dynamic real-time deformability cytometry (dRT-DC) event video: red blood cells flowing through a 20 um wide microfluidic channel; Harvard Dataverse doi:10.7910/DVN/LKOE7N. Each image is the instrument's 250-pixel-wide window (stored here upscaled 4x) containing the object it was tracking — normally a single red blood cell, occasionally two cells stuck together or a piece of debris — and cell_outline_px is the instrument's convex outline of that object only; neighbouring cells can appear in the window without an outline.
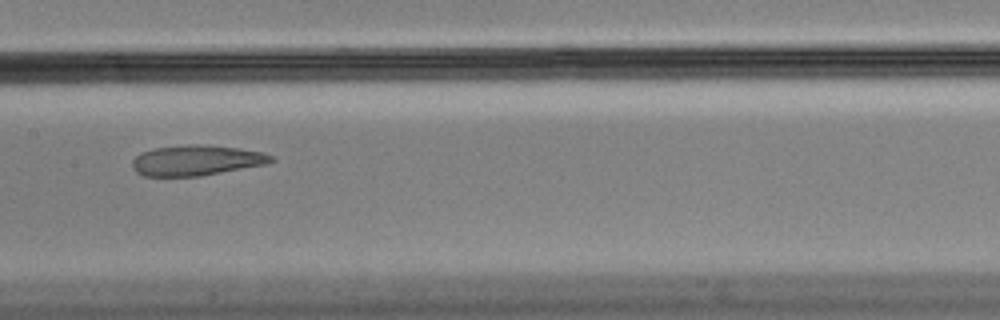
{"species": "Egyptian fruit bat (a non-hibernating species)", "species_latin": "Rousettus aegyptiacus", "temperature_condition": "cold", "stored_images_in_passage": 12, "camera_frame_rate_fps": 3000, "um_per_image_px": 0.085, "animal": {"sex": "male"}, "frame": {"image": 1, "passage_image": 6, "time_ms": 1.667, "image_size_px": [1000, 320], "cell_outline_px": [[276, 160], [264, 164], [200, 176], [144, 176], [136, 172], [132, 168], [132, 160], [140, 152], [156, 148], [188, 144], [208, 144], [240, 148], [264, 152], [272, 156]], "centroid_in_image_um": [16.68, 13.62], "position_along_channel_um": 190.7, "area_um2": 24.68}}
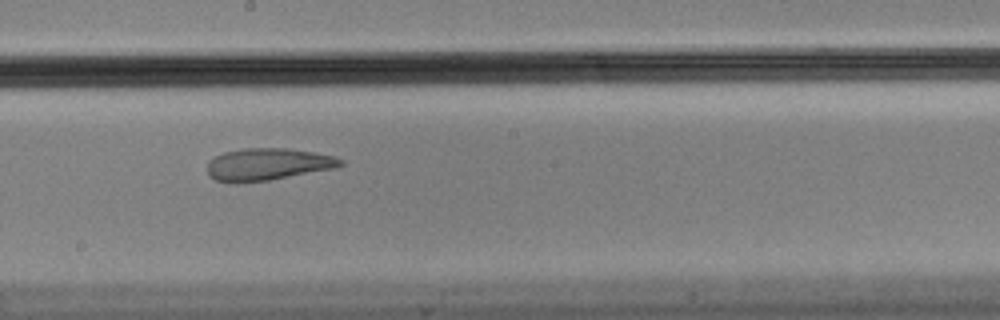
{"frame": {"image": 2, "passage_image": 7, "time_ms": 2.0, "image_size_px": [1000, 320], "cell_outline_px": [[344, 164], [336, 168], [268, 180], [236, 184], [232, 184], [216, 180], [208, 176], [208, 160], [224, 152], [244, 148], [288, 148], [336, 156], [344, 160]], "centroid_in_image_um": [22.74, 13.97], "position_along_channel_um": 225.5, "area_um2": 25.2}}